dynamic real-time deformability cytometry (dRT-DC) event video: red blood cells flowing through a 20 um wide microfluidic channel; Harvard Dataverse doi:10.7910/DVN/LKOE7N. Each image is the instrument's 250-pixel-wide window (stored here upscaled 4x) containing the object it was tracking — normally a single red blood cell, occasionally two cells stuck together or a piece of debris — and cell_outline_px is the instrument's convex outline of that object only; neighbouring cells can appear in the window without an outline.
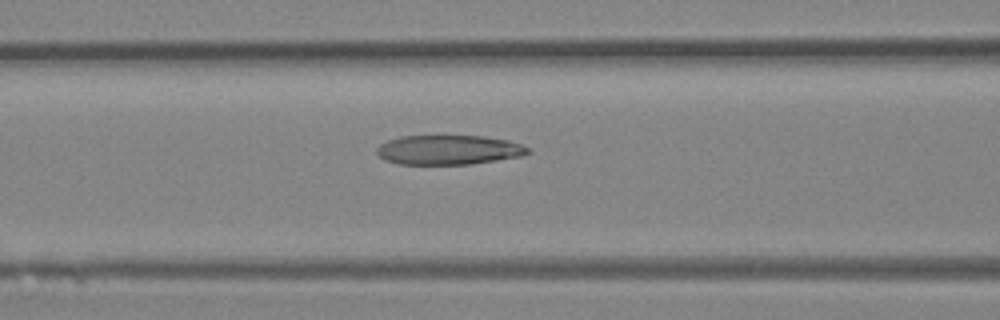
{"species": "Egyptian fruit bat (a non-hibernating species)", "species_latin": "Rousettus aegyptiacus", "temperature_condition": "room temperature", "stored_images_in_passage": 37, "camera_frame_rate_fps": 3000, "um_per_image_px": 0.085, "animal": {"sex": "female"}, "frame": {"image": 1, "passage_image": 14, "time_ms": 4.333, "image_size_px": [1000, 320], "cell_outline_px": [[532, 152], [520, 156], [472, 164], [400, 164], [384, 160], [376, 152], [376, 148], [380, 144], [388, 140], [400, 136], [484, 136], [508, 140], [520, 144], [528, 148]], "centroid_in_image_um": [38.12, 12.74], "position_along_channel_um": 128.5, "area_um2": 25.95}}
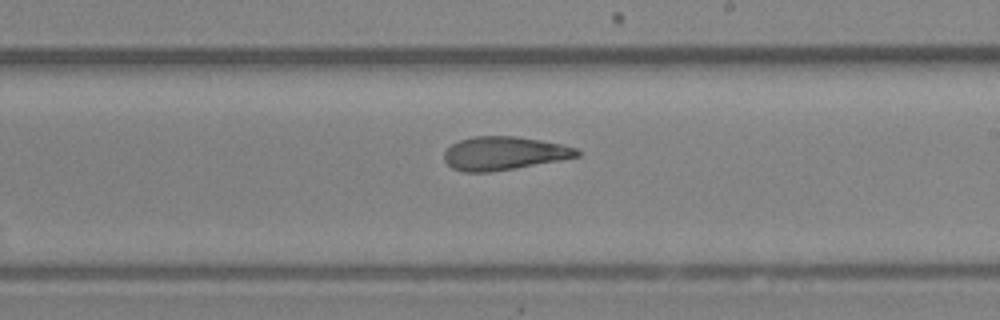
{"frame": {"image": 2, "passage_image": 21, "time_ms": 6.667, "image_size_px": [1000, 320], "cell_outline_px": [[580, 156], [560, 160], [516, 168], [488, 172], [464, 172], [452, 168], [444, 160], [444, 152], [452, 144], [460, 140], [472, 136], [516, 136], [540, 140], [560, 144], [576, 148], [580, 152]], "centroid_in_image_um": [42.82, 13.03], "position_along_channel_um": 246.2, "area_um2": 25.78}}
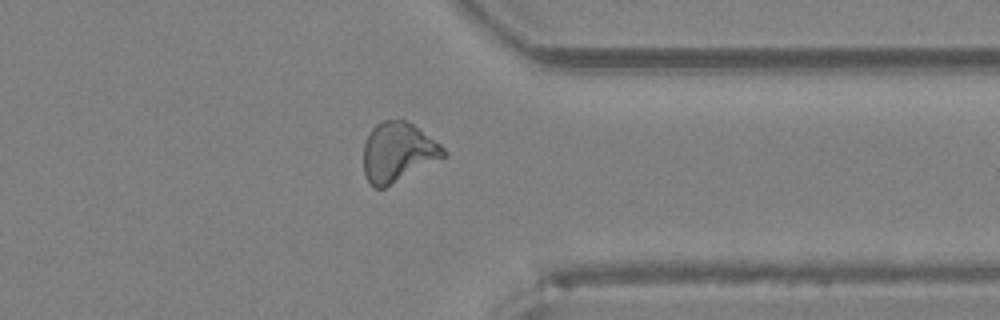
{"frame": {"image": 3, "passage_image": 29, "time_ms": 9.333, "image_size_px": [1000, 320], "cell_outline_px": [[448, 156], [384, 188], [376, 188], [368, 180], [364, 172], [364, 144], [372, 128], [380, 120], [404, 120], [412, 124], [440, 144], [448, 152]], "centroid_in_image_um": [33.84, 12.94], "position_along_channel_um": 377.6, "area_um2": 27.57}}